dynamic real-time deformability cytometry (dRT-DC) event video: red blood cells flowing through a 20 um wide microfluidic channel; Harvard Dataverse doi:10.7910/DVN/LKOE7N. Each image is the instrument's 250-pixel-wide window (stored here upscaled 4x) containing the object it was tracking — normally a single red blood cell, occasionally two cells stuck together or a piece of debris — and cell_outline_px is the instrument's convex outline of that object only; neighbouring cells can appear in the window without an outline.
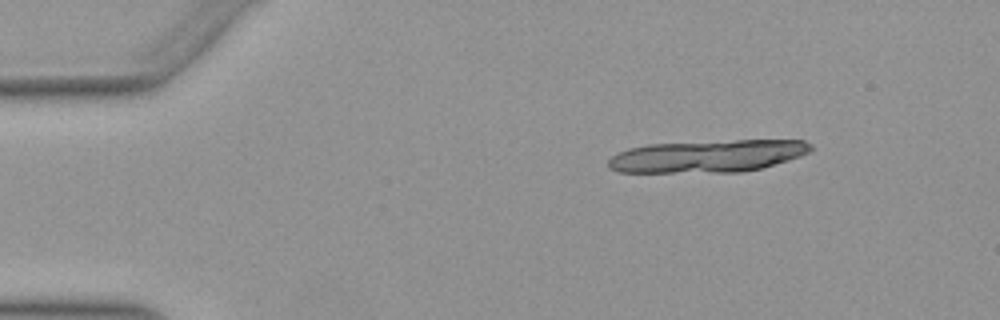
{"species": "Egyptian fruit bat (a non-hibernating species)", "species_latin": "Rousettus aegyptiacus", "temperature_condition": "warm", "stored_images_in_passage": 17, "camera_frame_rate_fps": 3000, "um_per_image_px": 0.085, "animal": {"sex": "female"}, "frame": {"image": 1, "passage_image": 3, "time_ms": 0.667, "image_size_px": [1000, 320], "cell_outline_px": [[812, 152], [788, 160], [760, 168], [740, 172], [620, 172], [608, 168], [608, 160], [612, 156], [628, 148], [648, 144], [736, 140], [804, 140], [812, 144]], "centroid_in_image_um": [60.16, 13.26], "position_along_channel_um": 24.8, "area_um2": 38.15}}